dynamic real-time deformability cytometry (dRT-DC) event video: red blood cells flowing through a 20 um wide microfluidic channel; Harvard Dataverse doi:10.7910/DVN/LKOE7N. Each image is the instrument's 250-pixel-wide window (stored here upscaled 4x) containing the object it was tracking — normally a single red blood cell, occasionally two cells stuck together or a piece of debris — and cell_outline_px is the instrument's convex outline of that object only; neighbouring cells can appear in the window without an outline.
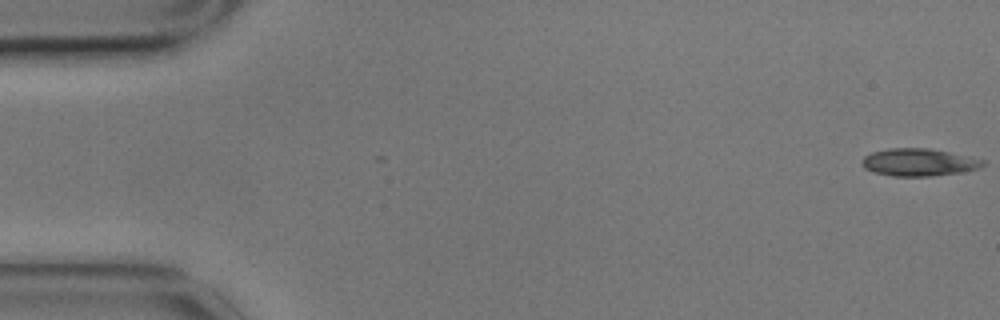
{"species": "common noctule bat (a hibernating species)", "species_latin": "Nyctalus noctula", "temperature_condition": "cold", "stored_images_in_passage": 7, "camera_frame_rate_fps": 3000, "um_per_image_px": 0.085, "animal": {"sex": "male", "body_mass_g": 17.9}, "frame": {"image": 1, "passage_image": 1, "time_ms": 0.0, "image_size_px": [1000, 320], "cell_outline_px": [[984, 164], [980, 168], [960, 172], [932, 176], [892, 176], [872, 172], [864, 168], [864, 156], [872, 152], [888, 148], [928, 148], [972, 156], [984, 160]], "centroid_in_image_um": [78.12, 13.79], "position_along_channel_um": 6.9, "area_um2": 19.36}}